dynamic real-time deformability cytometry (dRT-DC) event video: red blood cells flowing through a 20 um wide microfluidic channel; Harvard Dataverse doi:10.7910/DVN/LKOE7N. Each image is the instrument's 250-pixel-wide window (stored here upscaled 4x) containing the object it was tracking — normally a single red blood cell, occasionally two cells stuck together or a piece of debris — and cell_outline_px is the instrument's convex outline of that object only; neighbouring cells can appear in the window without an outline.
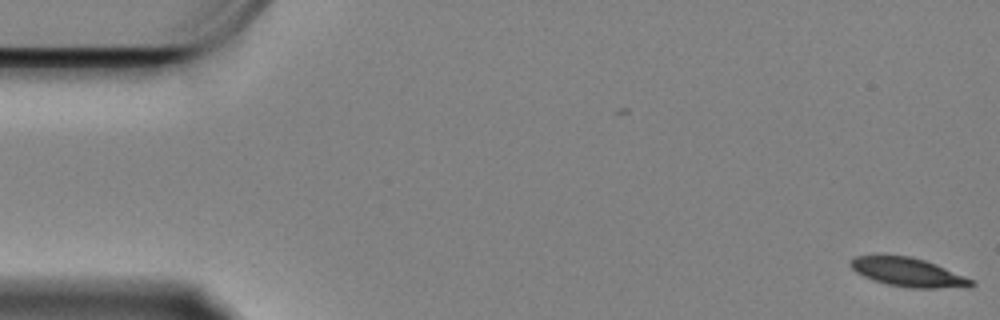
{"species": "Egyptian fruit bat (a non-hibernating species)", "species_latin": "Rousettus aegyptiacus", "temperature_condition": "cold", "stored_images_in_passage": 59, "camera_frame_rate_fps": 3000, "um_per_image_px": 0.085, "animal": {"sex": "female"}, "frame": {"image": 1, "passage_image": 1, "time_ms": 0.0, "image_size_px": [1000, 320], "cell_outline_px": [[976, 284], [972, 288], [908, 288], [888, 284], [872, 280], [856, 272], [848, 264], [848, 260], [856, 256], [908, 256], [924, 260], [936, 264], [976, 280]], "centroid_in_image_um": [77.27, 23.17], "position_along_channel_um": 7.7, "area_um2": 20.52}}
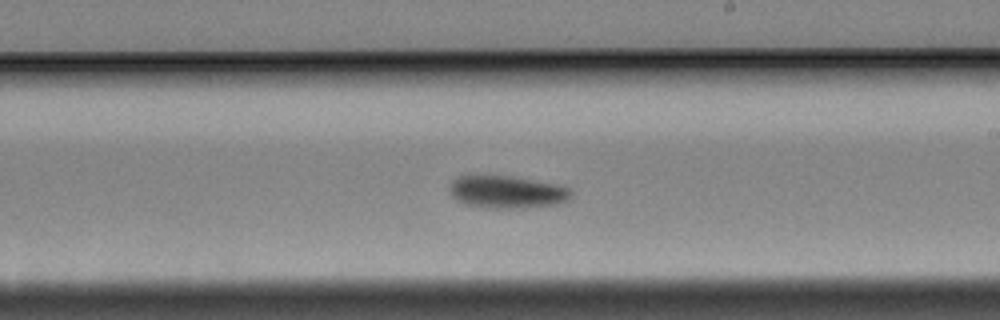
{"frame": {"image": 2, "passage_image": 34, "time_ms": 11.0, "image_size_px": [1000, 320], "cell_outline_px": [[572, 196], [568, 200], [556, 204], [524, 208], [488, 208], [464, 204], [456, 200], [452, 196], [448, 188], [448, 184], [452, 180], [468, 172], [484, 172], [512, 176], [556, 184], [568, 188], [572, 192]], "centroid_in_image_um": [42.97, 16.26], "position_along_channel_um": 246.0, "area_um2": 24.1}}
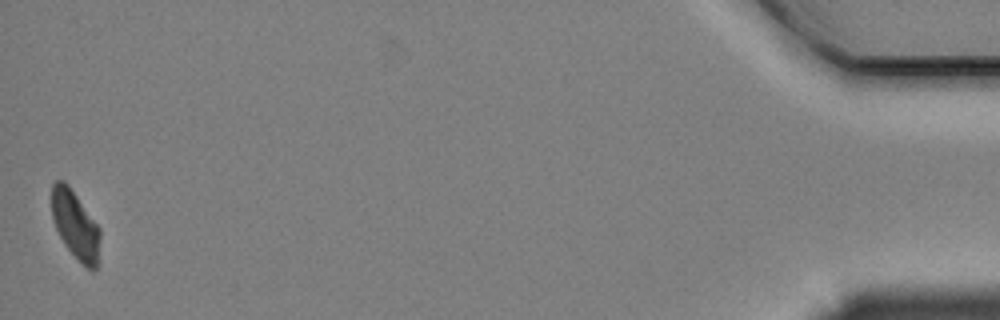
{"frame": {"image": 3, "passage_image": 59, "time_ms": 19.333, "image_size_px": [1000, 320], "cell_outline_px": [[100, 240], [96, 268], [92, 272], [64, 244], [52, 220], [52, 184], [56, 180], [64, 180], [68, 184], [100, 228]], "centroid_in_image_um": [6.4, 19.08], "position_along_channel_um": 428.8, "area_um2": 18.9}, "authors_computed_cell_mechanics": {"area_um2": 21.7328, "velocity_mm_per_s": 3.3251, "shape_relaxation_time_tau1_ms": 2.1387, "shape_relaxation_time_tau2_ms": null, "deformation_change_tau1": 0.1243, "deformation_change_tau2": null}}